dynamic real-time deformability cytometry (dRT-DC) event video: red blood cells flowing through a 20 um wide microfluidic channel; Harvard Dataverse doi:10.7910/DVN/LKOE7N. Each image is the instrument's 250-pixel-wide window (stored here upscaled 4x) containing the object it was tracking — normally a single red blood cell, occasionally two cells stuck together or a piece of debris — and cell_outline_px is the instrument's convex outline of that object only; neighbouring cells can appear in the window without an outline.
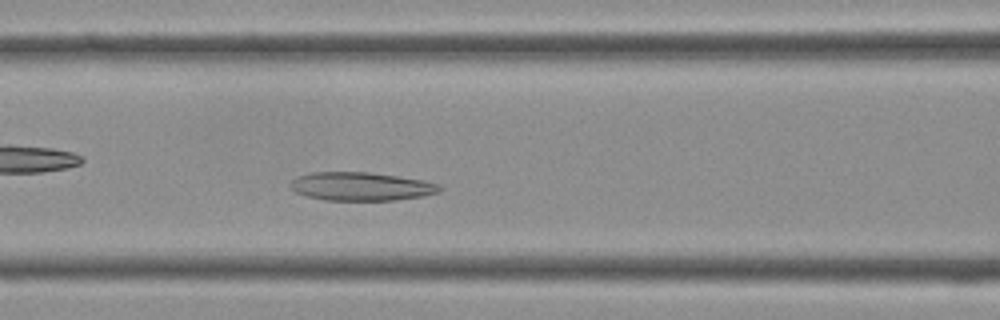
{"species": "Egyptian fruit bat (a non-hibernating species)", "species_latin": "Rousettus aegyptiacus", "temperature_condition": "cold", "stored_images_in_passage": 35, "camera_frame_rate_fps": 3000, "um_per_image_px": 0.085, "frame": {"image": 1, "passage_image": 11, "time_ms": 3.333, "image_size_px": [1000, 320], "cell_outline_px": [[444, 188], [440, 192], [424, 196], [396, 200], [324, 200], [308, 196], [296, 192], [288, 184], [296, 176], [312, 172], [368, 172], [396, 176], [420, 180], [440, 184]], "centroid_in_image_um": [30.7, 15.85], "position_along_channel_um": 135.9, "area_um2": 24.74}}
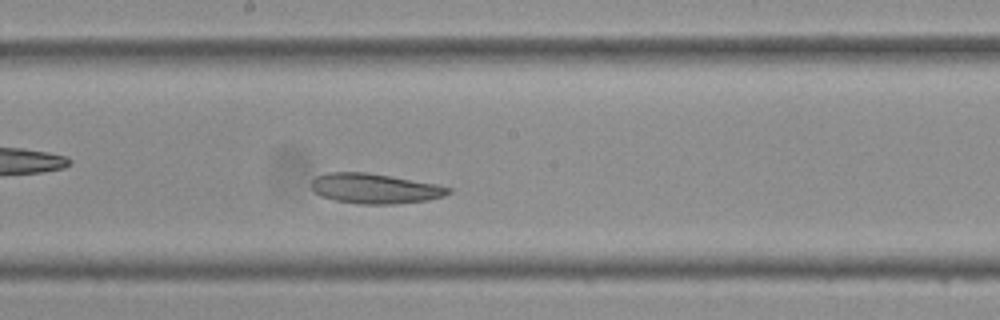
{"frame": {"image": 2, "passage_image": 16, "time_ms": 5.0, "image_size_px": [1000, 320], "cell_outline_px": [[452, 192], [444, 196], [428, 200], [396, 204], [360, 204], [336, 200], [320, 196], [312, 188], [312, 180], [316, 176], [328, 172], [368, 172], [440, 184], [452, 188]], "centroid_in_image_um": [31.92, 16.02], "position_along_channel_um": 216.3, "area_um2": 24.22}}
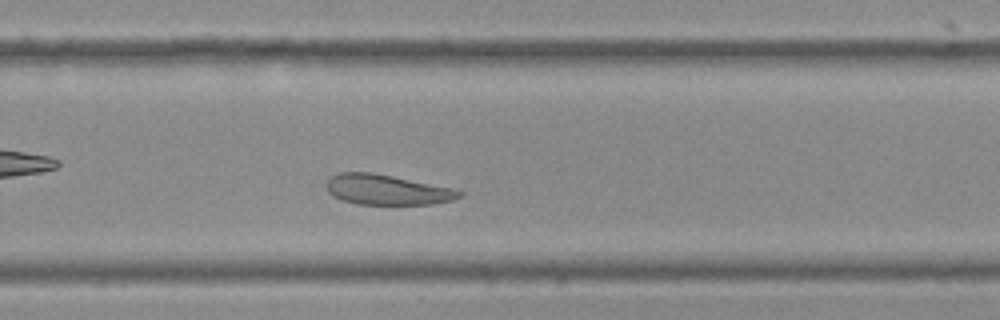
{"frame": {"image": 3, "passage_image": 21, "time_ms": 6.667, "image_size_px": [1000, 320], "cell_outline_px": [[464, 192], [460, 196], [452, 200], [432, 204], [356, 204], [344, 200], [328, 192], [324, 184], [328, 176], [340, 172], [372, 172], [452, 188]], "centroid_in_image_um": [32.83, 16.11], "position_along_channel_um": 297.0, "area_um2": 23.29}}